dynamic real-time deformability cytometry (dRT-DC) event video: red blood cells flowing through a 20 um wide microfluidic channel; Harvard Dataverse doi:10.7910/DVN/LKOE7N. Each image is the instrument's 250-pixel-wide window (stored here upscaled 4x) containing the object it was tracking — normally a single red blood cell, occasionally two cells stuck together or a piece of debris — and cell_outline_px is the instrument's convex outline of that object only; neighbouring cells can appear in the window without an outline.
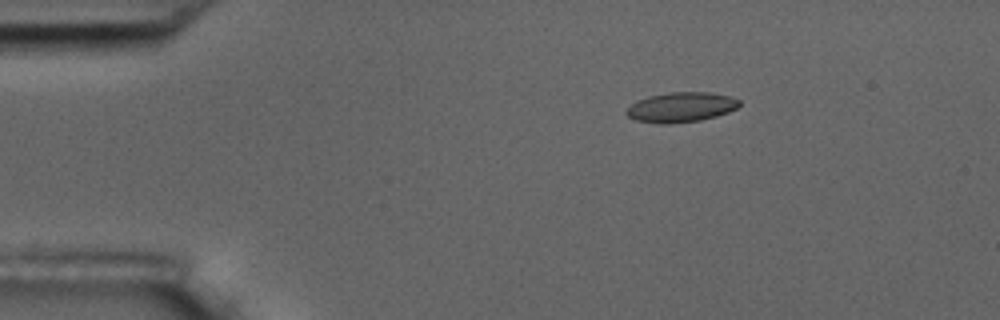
{"species": "common noctule bat (a hibernating species)", "species_latin": "Nyctalus noctula", "temperature_condition": "room temperature", "stored_images_in_passage": 3, "camera_frame_rate_fps": 3000, "um_per_image_px": 0.085, "animal": {"sex": "male", "body_mass_g": 17.5, "forearm_length_mm": 52.3}, "frame": {"image": 1, "passage_image": 1, "time_ms": 0.0, "image_size_px": [1000, 320], "cell_outline_px": [[740, 104], [736, 108], [728, 112], [716, 116], [700, 120], [668, 124], [660, 124], [636, 120], [628, 116], [624, 112], [636, 100], [648, 96], [668, 92], [708, 92], [728, 96], [740, 100]], "centroid_in_image_um": [57.86, 9.11], "position_along_channel_um": 27.1, "area_um2": 19.65}}